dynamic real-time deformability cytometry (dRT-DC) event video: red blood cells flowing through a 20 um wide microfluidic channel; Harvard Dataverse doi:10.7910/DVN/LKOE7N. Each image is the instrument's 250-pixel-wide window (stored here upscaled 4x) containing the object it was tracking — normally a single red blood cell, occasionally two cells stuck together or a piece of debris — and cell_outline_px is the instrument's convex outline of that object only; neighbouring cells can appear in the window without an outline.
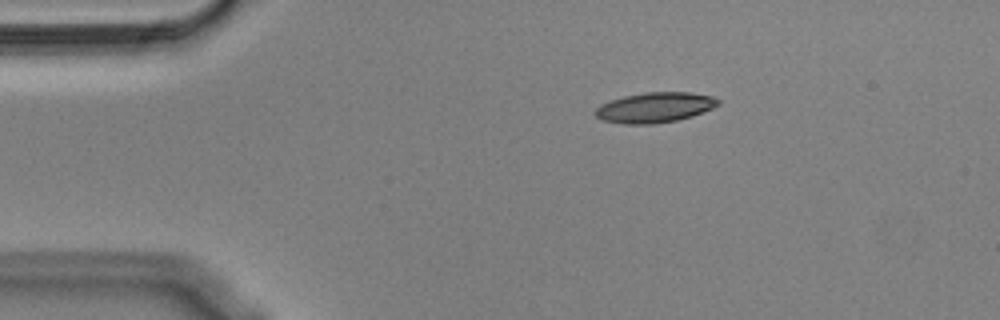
{"species": "Egyptian fruit bat (a non-hibernating species)", "species_latin": "Rousettus aegyptiacus", "temperature_condition": "cold", "stored_images_in_passage": 46, "camera_frame_rate_fps": 3000, "um_per_image_px": 0.085, "animal": {"sex": "male"}, "frame": {"image": 1, "passage_image": 1, "time_ms": 0.0, "image_size_px": [1000, 320], "cell_outline_px": [[720, 104], [704, 112], [692, 116], [676, 120], [652, 124], [624, 124], [604, 120], [596, 116], [592, 112], [600, 104], [624, 96], [644, 92], [692, 92], [712, 96], [720, 100]], "centroid_in_image_um": [55.67, 9.13], "position_along_channel_um": 29.3, "area_um2": 21.68}}
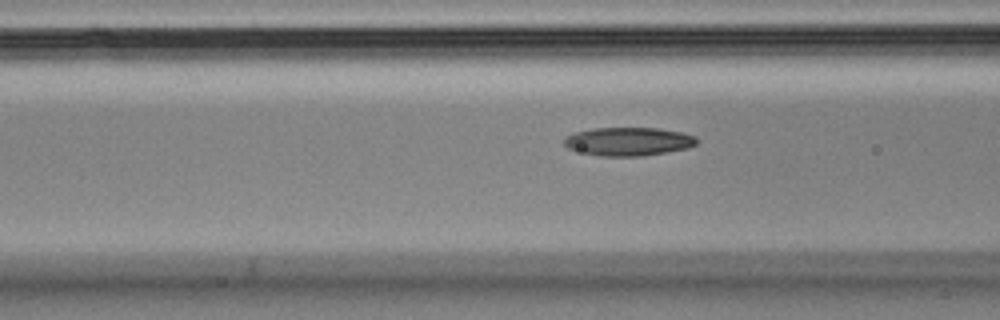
{"frame": {"image": 2, "passage_image": 12, "time_ms": 3.667, "image_size_px": [1000, 320], "cell_outline_px": [[696, 144], [688, 148], [668, 152], [640, 156], [600, 156], [568, 148], [564, 144], [564, 136], [576, 132], [592, 128], [656, 128], [680, 132], [696, 136]], "centroid_in_image_um": [53.41, 12.02], "position_along_channel_um": 113.2, "area_um2": 21.85}}
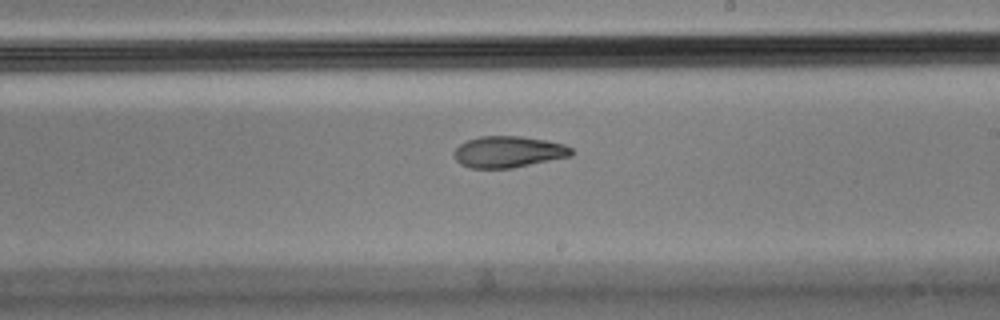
{"frame": {"image": 3, "passage_image": 23, "time_ms": 7.333, "image_size_px": [1000, 320], "cell_outline_px": [[572, 156], [512, 168], [472, 168], [460, 164], [456, 160], [456, 148], [460, 144], [468, 140], [480, 136], [520, 136], [544, 140], [564, 144], [572, 148]], "centroid_in_image_um": [43.23, 12.91], "position_along_channel_um": 245.8, "area_um2": 21.27}, "authors_computed_cell_mechanics": {"area_um2": 21.964, "velocity_mm_per_s": 3.6088, "shape_relaxation_time_tau1_ms": null, "shape_relaxation_time_tau2_ms": 5.9501, "deformation_change_tau1": null, "deformation_change_tau2": 0.1358}}